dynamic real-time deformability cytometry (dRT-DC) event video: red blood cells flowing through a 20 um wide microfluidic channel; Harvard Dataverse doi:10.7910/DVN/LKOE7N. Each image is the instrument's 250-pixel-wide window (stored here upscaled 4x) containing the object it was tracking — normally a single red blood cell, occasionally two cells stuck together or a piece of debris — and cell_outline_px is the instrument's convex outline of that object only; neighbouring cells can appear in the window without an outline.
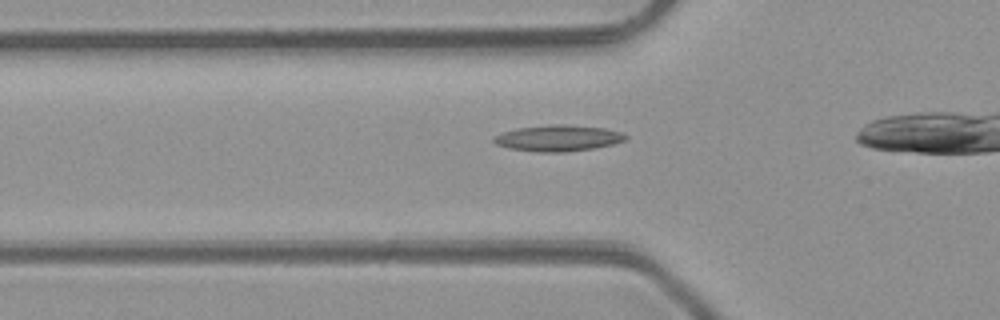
{"species": "common noctule bat (a hibernating species)", "species_latin": "Nyctalus noctula", "temperature_condition": "room temperature", "stored_images_in_passage": 3, "camera_frame_rate_fps": 3000, "um_per_image_px": 0.085, "animal": {"sex": "male", "body_mass_g": 23.1, "forearm_length_mm": 52.7}, "frame": {"image": 1, "passage_image": 2, "time_ms": 1.333, "image_size_px": [1000, 320], "cell_outline_px": [[628, 136], [624, 140], [612, 144], [592, 148], [564, 152], [536, 152], [508, 148], [496, 144], [492, 140], [492, 136], [516, 128], [556, 124], [564, 124], [604, 128], [620, 132]], "centroid_in_image_um": [47.39, 11.74], "position_along_channel_um": 78.4, "area_um2": 19.94}}